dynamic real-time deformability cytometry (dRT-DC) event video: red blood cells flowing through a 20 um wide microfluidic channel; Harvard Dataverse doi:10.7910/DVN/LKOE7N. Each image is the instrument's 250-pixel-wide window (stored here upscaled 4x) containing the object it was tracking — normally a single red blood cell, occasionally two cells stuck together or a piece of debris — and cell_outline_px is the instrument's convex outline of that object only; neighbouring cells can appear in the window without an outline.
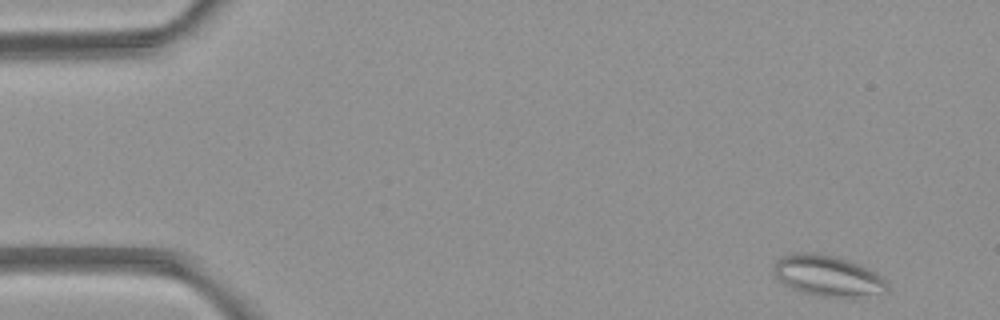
{"species": "common noctule bat (a hibernating species)", "species_latin": "Nyctalus noctula", "temperature_condition": "room temperature", "stored_images_in_passage": 4, "camera_frame_rate_fps": 3000, "um_per_image_px": 0.085, "animal": {"sex": "female", "body_mass_g": 21.9}, "frame": {"image": 1, "passage_image": 1, "time_ms": 0.0, "image_size_px": [1000, 320], "cell_outline_px": [[888, 292], [856, 296], [812, 296], [800, 292], [784, 284], [772, 272], [772, 268], [776, 260], [792, 252], [820, 252], [836, 256], [860, 264], [876, 272], [888, 284]], "centroid_in_image_um": [70.32, 23.41], "position_along_channel_um": 14.7, "area_um2": 27.22}}